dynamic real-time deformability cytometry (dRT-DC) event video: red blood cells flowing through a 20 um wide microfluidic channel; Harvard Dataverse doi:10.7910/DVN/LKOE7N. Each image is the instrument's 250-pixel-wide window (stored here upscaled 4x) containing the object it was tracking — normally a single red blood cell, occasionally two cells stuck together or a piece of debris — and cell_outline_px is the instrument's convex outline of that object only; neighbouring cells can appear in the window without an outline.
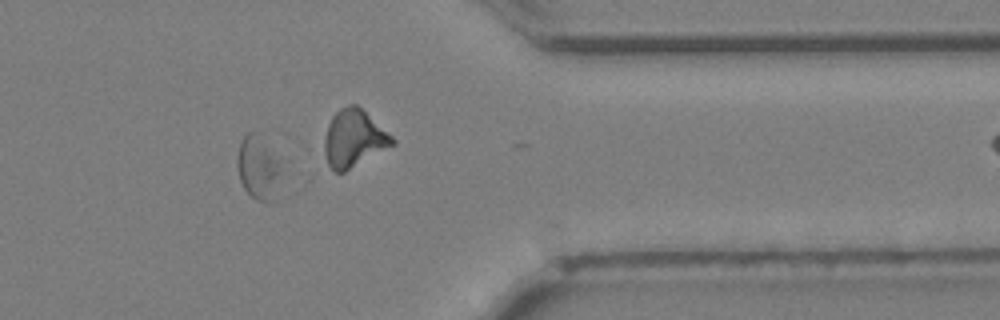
{"species": "Egyptian fruit bat (a non-hibernating species)", "species_latin": "Rousettus aegyptiacus", "temperature_condition": "cold", "stored_images_in_passage": 25, "camera_frame_rate_fps": 3000, "um_per_image_px": 0.085, "animal": {"sex": "female"}, "frame": {"image": 1, "passage_image": 22, "time_ms": 7.0, "image_size_px": [1000, 320], "cell_outline_px": [[292, 160], [288, 172], [268, 200], [256, 200], [244, 188], [240, 180], [236, 164], [236, 160], [240, 144], [244, 136], [248, 132], [260, 132]], "centroid_in_image_um": [22.19, 14.07], "position_along_channel_um": 389.2, "area_um2": 18.61}}